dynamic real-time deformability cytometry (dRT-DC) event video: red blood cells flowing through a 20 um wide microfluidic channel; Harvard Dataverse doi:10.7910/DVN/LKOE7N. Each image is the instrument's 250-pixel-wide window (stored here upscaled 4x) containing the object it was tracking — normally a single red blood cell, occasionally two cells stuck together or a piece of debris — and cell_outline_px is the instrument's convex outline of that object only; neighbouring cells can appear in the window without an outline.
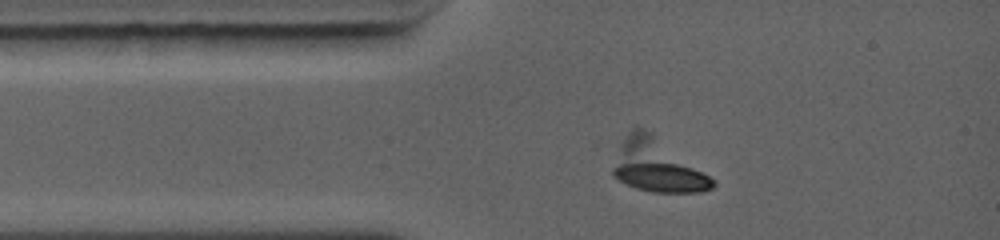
{"species": "common noctule bat (a hibernating species)", "species_latin": "Nyctalus noctula", "temperature_condition": "warm", "stored_images_in_passage": 43, "camera_frame_rate_fps": 5000, "um_per_image_px": 0.085, "animal": {"sex": "female", "body_mass_g": 19.0, "forearm_length_mm": 56.7}, "frame": {"image": 1, "passage_image": 7, "time_ms": 2.2, "image_size_px": [1000, 240], "cell_outline_px": [[716, 184], [712, 188], [700, 192], [652, 192], [636, 188], [620, 180], [612, 172], [612, 168], [620, 144], [628, 132], [636, 124], [652, 132], [708, 176]], "centroid_in_image_um": [55.8, 14.06], "position_along_channel_um": 29.2, "area_um2": 29.94}}
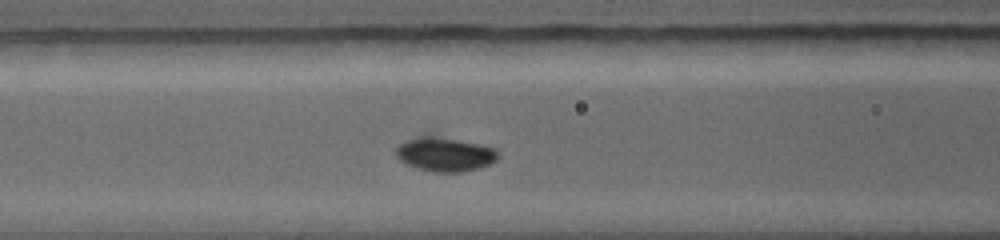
{"frame": {"image": 2, "passage_image": 18, "time_ms": 4.8, "image_size_px": [1000, 240], "cell_outline_px": [[496, 160], [488, 164], [476, 168], [460, 172], [432, 172], [404, 164], [396, 156], [396, 148], [400, 144], [420, 132], [432, 132], [496, 148]], "centroid_in_image_um": [37.73, 13.03], "position_along_channel_um": 128.9, "area_um2": 21.1}}
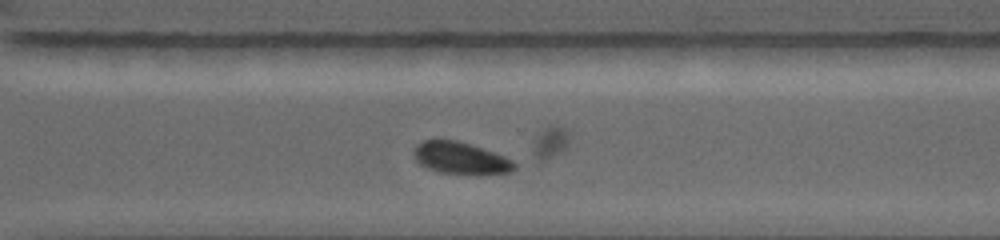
{"frame": {"image": 3, "passage_image": 37, "time_ms": 9.4, "image_size_px": [1000, 240], "cell_outline_px": [[516, 168], [512, 172], [440, 172], [428, 168], [420, 164], [416, 160], [412, 152], [416, 144], [424, 140], [456, 140], [504, 156], [512, 160], [516, 164]], "centroid_in_image_um": [39.09, 13.4], "position_along_channel_um": 331.5, "area_um2": 17.92}}